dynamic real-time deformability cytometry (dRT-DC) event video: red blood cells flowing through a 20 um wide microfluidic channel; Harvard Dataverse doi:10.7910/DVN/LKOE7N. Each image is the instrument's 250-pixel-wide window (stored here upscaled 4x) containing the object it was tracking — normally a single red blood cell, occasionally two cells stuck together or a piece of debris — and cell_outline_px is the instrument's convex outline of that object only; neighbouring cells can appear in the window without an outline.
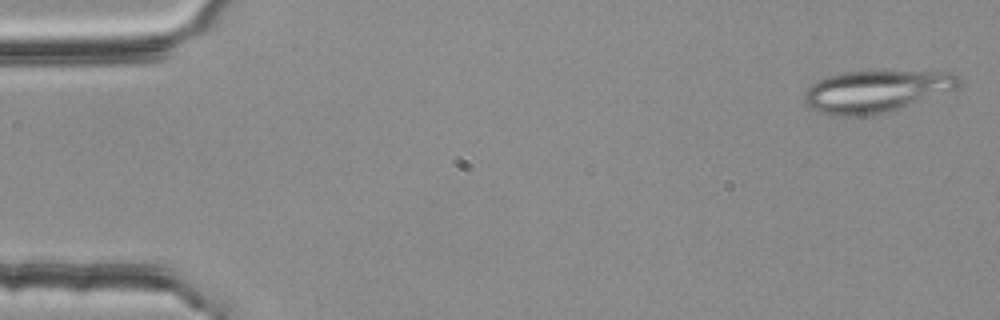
{"species": "common noctule bat (a hibernating species)", "species_latin": "Nyctalus noctula", "temperature_condition": "room temperature", "stored_images_in_passage": 53, "camera_frame_rate_fps": 3000, "um_per_image_px": 0.085, "animal": {"sex": "female", "body_mass_g": 25.1}, "frame": {"image": 1, "passage_image": 1, "time_ms": 0.0, "image_size_px": [1000, 320], "cell_outline_px": [[964, 80], [956, 88], [888, 112], [860, 116], [828, 116], [816, 112], [804, 100], [804, 92], [812, 84], [824, 76], [844, 72], [956, 72], [964, 76]], "centroid_in_image_um": [74.45, 7.76], "position_along_channel_um": 10.5, "area_um2": 37.69}}
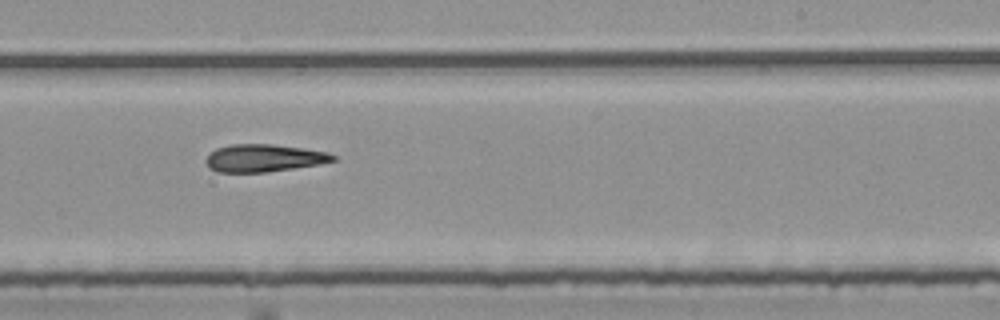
{"frame": {"image": 2, "passage_image": 32, "time_ms": 10.333, "image_size_px": [1000, 320], "cell_outline_px": [[336, 160], [320, 164], [268, 172], [216, 172], [208, 168], [204, 160], [208, 152], [216, 148], [232, 144], [272, 144], [328, 152], [336, 156]], "centroid_in_image_um": [22.37, 13.44], "position_along_channel_um": 266.6, "area_um2": 20.58}}
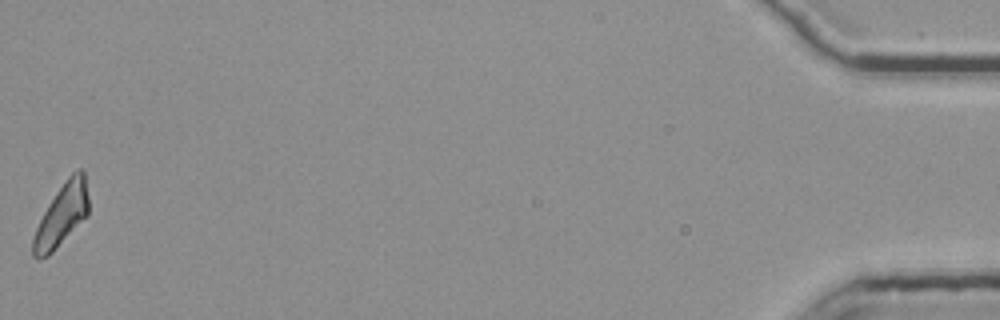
{"frame": {"image": 3, "passage_image": 53, "time_ms": 17.333, "image_size_px": [1000, 320], "cell_outline_px": [[88, 216], [48, 256], [40, 260], [32, 256], [32, 236], [48, 204], [56, 192], [68, 176], [76, 168], [84, 168], [88, 196]], "centroid_in_image_um": [5.25, 18.27], "position_along_channel_um": 430.0, "area_um2": 20.29}}